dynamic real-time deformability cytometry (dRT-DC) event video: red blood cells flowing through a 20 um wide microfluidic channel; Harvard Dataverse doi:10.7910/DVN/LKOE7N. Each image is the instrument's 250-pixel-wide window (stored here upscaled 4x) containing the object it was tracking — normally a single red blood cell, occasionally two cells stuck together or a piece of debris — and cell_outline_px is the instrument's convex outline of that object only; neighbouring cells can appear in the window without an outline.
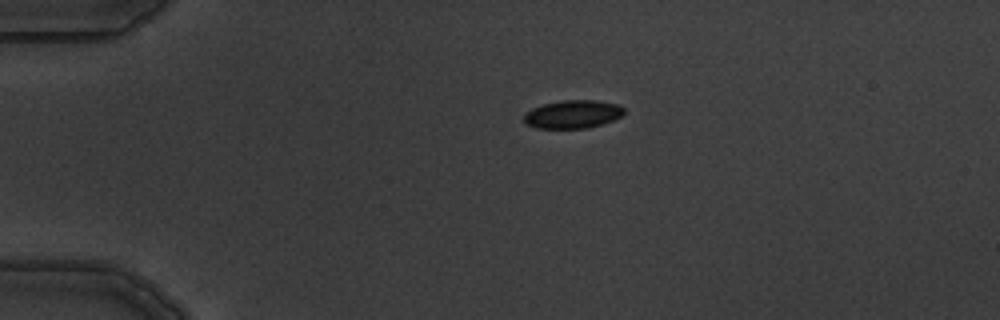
{"species": "common noctule bat (a hibernating species)", "species_latin": "Nyctalus noctula", "temperature_condition": "warm", "stored_images_in_passage": 2, "camera_frame_rate_fps": 3000, "um_per_image_px": 0.085, "animal": {"sex": "male", "body_mass_g": 19.5, "forearm_length_mm": 54.6}, "frame": {"image": 1, "passage_image": 1, "time_ms": 0.0, "image_size_px": [1000, 320], "cell_outline_px": [[624, 112], [620, 116], [612, 120], [588, 128], [536, 128], [524, 124], [524, 112], [532, 108], [544, 104], [564, 100], [596, 100], [616, 104], [624, 108]], "centroid_in_image_um": [48.63, 9.71], "position_along_channel_um": 36.4, "area_um2": 16.36}}